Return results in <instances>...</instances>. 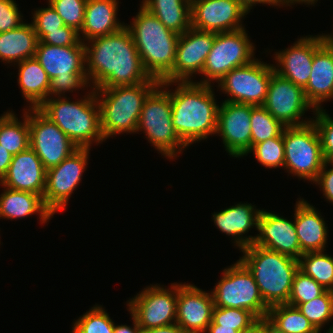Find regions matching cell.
Listing matches in <instances>:
<instances>
[{"mask_svg":"<svg viewBox=\"0 0 333 333\" xmlns=\"http://www.w3.org/2000/svg\"><path fill=\"white\" fill-rule=\"evenodd\" d=\"M86 73L91 89L137 85L151 77L144 70L129 29L84 43Z\"/></svg>","mask_w":333,"mask_h":333,"instance_id":"obj_1","label":"cell"},{"mask_svg":"<svg viewBox=\"0 0 333 333\" xmlns=\"http://www.w3.org/2000/svg\"><path fill=\"white\" fill-rule=\"evenodd\" d=\"M172 123L179 138L189 147L216 135L218 108L212 85L195 81L171 82ZM173 90V91H172Z\"/></svg>","mask_w":333,"mask_h":333,"instance_id":"obj_2","label":"cell"},{"mask_svg":"<svg viewBox=\"0 0 333 333\" xmlns=\"http://www.w3.org/2000/svg\"><path fill=\"white\" fill-rule=\"evenodd\" d=\"M88 93V94H87ZM71 101L68 97H49L38 109L53 121L77 148H91L105 142L100 129V108L95 90Z\"/></svg>","mask_w":333,"mask_h":333,"instance_id":"obj_3","label":"cell"},{"mask_svg":"<svg viewBox=\"0 0 333 333\" xmlns=\"http://www.w3.org/2000/svg\"><path fill=\"white\" fill-rule=\"evenodd\" d=\"M125 26L131 32L144 70L161 81L174 65L179 35L168 30L141 4L130 25Z\"/></svg>","mask_w":333,"mask_h":333,"instance_id":"obj_4","label":"cell"},{"mask_svg":"<svg viewBox=\"0 0 333 333\" xmlns=\"http://www.w3.org/2000/svg\"><path fill=\"white\" fill-rule=\"evenodd\" d=\"M239 260L252 273L264 302L269 306L288 303L299 260L251 244Z\"/></svg>","mask_w":333,"mask_h":333,"instance_id":"obj_5","label":"cell"},{"mask_svg":"<svg viewBox=\"0 0 333 333\" xmlns=\"http://www.w3.org/2000/svg\"><path fill=\"white\" fill-rule=\"evenodd\" d=\"M159 83V80L151 77L137 85L94 89L100 108V129L105 141L116 134H136L144 101Z\"/></svg>","mask_w":333,"mask_h":333,"instance_id":"obj_6","label":"cell"},{"mask_svg":"<svg viewBox=\"0 0 333 333\" xmlns=\"http://www.w3.org/2000/svg\"><path fill=\"white\" fill-rule=\"evenodd\" d=\"M35 58L50 79L49 97H65V92L91 88L86 73L85 46L81 40L73 46L38 41Z\"/></svg>","mask_w":333,"mask_h":333,"instance_id":"obj_7","label":"cell"},{"mask_svg":"<svg viewBox=\"0 0 333 333\" xmlns=\"http://www.w3.org/2000/svg\"><path fill=\"white\" fill-rule=\"evenodd\" d=\"M171 82H160L147 96L141 109L136 133L146 135L148 142L166 159H176L188 146L179 138L172 123Z\"/></svg>","mask_w":333,"mask_h":333,"instance_id":"obj_8","label":"cell"},{"mask_svg":"<svg viewBox=\"0 0 333 333\" xmlns=\"http://www.w3.org/2000/svg\"><path fill=\"white\" fill-rule=\"evenodd\" d=\"M222 271V277L211 291L214 306L249 310L258 319H266L269 306L248 268L237 260Z\"/></svg>","mask_w":333,"mask_h":333,"instance_id":"obj_9","label":"cell"},{"mask_svg":"<svg viewBox=\"0 0 333 333\" xmlns=\"http://www.w3.org/2000/svg\"><path fill=\"white\" fill-rule=\"evenodd\" d=\"M283 142L284 170L314 184L325 161L314 123L311 121L301 126L285 127Z\"/></svg>","mask_w":333,"mask_h":333,"instance_id":"obj_10","label":"cell"},{"mask_svg":"<svg viewBox=\"0 0 333 333\" xmlns=\"http://www.w3.org/2000/svg\"><path fill=\"white\" fill-rule=\"evenodd\" d=\"M246 31L244 26L239 30L216 33L201 73L204 76L196 83H217L232 69L246 65L256 58L254 43Z\"/></svg>","mask_w":333,"mask_h":333,"instance_id":"obj_11","label":"cell"},{"mask_svg":"<svg viewBox=\"0 0 333 333\" xmlns=\"http://www.w3.org/2000/svg\"><path fill=\"white\" fill-rule=\"evenodd\" d=\"M274 72L273 64L255 58L229 71L217 82V88L228 96L223 101L262 106Z\"/></svg>","mask_w":333,"mask_h":333,"instance_id":"obj_12","label":"cell"},{"mask_svg":"<svg viewBox=\"0 0 333 333\" xmlns=\"http://www.w3.org/2000/svg\"><path fill=\"white\" fill-rule=\"evenodd\" d=\"M166 287L150 284L127 301V310L141 329L176 323L177 282L171 283L170 288Z\"/></svg>","mask_w":333,"mask_h":333,"instance_id":"obj_13","label":"cell"},{"mask_svg":"<svg viewBox=\"0 0 333 333\" xmlns=\"http://www.w3.org/2000/svg\"><path fill=\"white\" fill-rule=\"evenodd\" d=\"M262 106L285 127L301 126L312 121L303 119L305 112L316 109L307 100L304 89L274 72ZM302 117V118H301Z\"/></svg>","mask_w":333,"mask_h":333,"instance_id":"obj_14","label":"cell"},{"mask_svg":"<svg viewBox=\"0 0 333 333\" xmlns=\"http://www.w3.org/2000/svg\"><path fill=\"white\" fill-rule=\"evenodd\" d=\"M90 150L78 148L60 164L47 169L43 200L53 215L66 209L73 191L80 185L88 165Z\"/></svg>","mask_w":333,"mask_h":333,"instance_id":"obj_15","label":"cell"},{"mask_svg":"<svg viewBox=\"0 0 333 333\" xmlns=\"http://www.w3.org/2000/svg\"><path fill=\"white\" fill-rule=\"evenodd\" d=\"M30 147L46 169L60 164L78 148L38 108H28Z\"/></svg>","mask_w":333,"mask_h":333,"instance_id":"obj_16","label":"cell"},{"mask_svg":"<svg viewBox=\"0 0 333 333\" xmlns=\"http://www.w3.org/2000/svg\"><path fill=\"white\" fill-rule=\"evenodd\" d=\"M216 33L190 27L179 35L172 70L160 82H190L201 74ZM194 74V75H193Z\"/></svg>","mask_w":333,"mask_h":333,"instance_id":"obj_17","label":"cell"},{"mask_svg":"<svg viewBox=\"0 0 333 333\" xmlns=\"http://www.w3.org/2000/svg\"><path fill=\"white\" fill-rule=\"evenodd\" d=\"M218 108L216 136L230 157L247 156L251 149L252 105L222 101Z\"/></svg>","mask_w":333,"mask_h":333,"instance_id":"obj_18","label":"cell"},{"mask_svg":"<svg viewBox=\"0 0 333 333\" xmlns=\"http://www.w3.org/2000/svg\"><path fill=\"white\" fill-rule=\"evenodd\" d=\"M248 13L235 0H191V27L214 33L235 31L244 28Z\"/></svg>","mask_w":333,"mask_h":333,"instance_id":"obj_19","label":"cell"},{"mask_svg":"<svg viewBox=\"0 0 333 333\" xmlns=\"http://www.w3.org/2000/svg\"><path fill=\"white\" fill-rule=\"evenodd\" d=\"M327 34L308 35L298 38V41L287 49L275 52V72L304 88L309 80L315 52L328 40Z\"/></svg>","mask_w":333,"mask_h":333,"instance_id":"obj_20","label":"cell"},{"mask_svg":"<svg viewBox=\"0 0 333 333\" xmlns=\"http://www.w3.org/2000/svg\"><path fill=\"white\" fill-rule=\"evenodd\" d=\"M212 292L190 283H177L176 324L186 333H205L212 322Z\"/></svg>","mask_w":333,"mask_h":333,"instance_id":"obj_21","label":"cell"},{"mask_svg":"<svg viewBox=\"0 0 333 333\" xmlns=\"http://www.w3.org/2000/svg\"><path fill=\"white\" fill-rule=\"evenodd\" d=\"M257 231L253 244L299 260L303 254L298 241L294 220L261 209L257 220Z\"/></svg>","mask_w":333,"mask_h":333,"instance_id":"obj_22","label":"cell"},{"mask_svg":"<svg viewBox=\"0 0 333 333\" xmlns=\"http://www.w3.org/2000/svg\"><path fill=\"white\" fill-rule=\"evenodd\" d=\"M46 176L47 169L35 151L29 147L12 157L8 171L0 184L9 189L31 192L43 197Z\"/></svg>","mask_w":333,"mask_h":333,"instance_id":"obj_23","label":"cell"},{"mask_svg":"<svg viewBox=\"0 0 333 333\" xmlns=\"http://www.w3.org/2000/svg\"><path fill=\"white\" fill-rule=\"evenodd\" d=\"M261 210L251 203H237L212 214V220L222 233L231 236L236 248L242 250L253 244L256 236H243L251 228L257 229V220Z\"/></svg>","mask_w":333,"mask_h":333,"instance_id":"obj_24","label":"cell"},{"mask_svg":"<svg viewBox=\"0 0 333 333\" xmlns=\"http://www.w3.org/2000/svg\"><path fill=\"white\" fill-rule=\"evenodd\" d=\"M294 224L301 252L325 251L328 227L316 207L303 198L295 204Z\"/></svg>","mask_w":333,"mask_h":333,"instance_id":"obj_25","label":"cell"},{"mask_svg":"<svg viewBox=\"0 0 333 333\" xmlns=\"http://www.w3.org/2000/svg\"><path fill=\"white\" fill-rule=\"evenodd\" d=\"M303 89L315 109L324 108L323 102L333 100V43L329 39L315 52L310 77Z\"/></svg>","mask_w":333,"mask_h":333,"instance_id":"obj_26","label":"cell"},{"mask_svg":"<svg viewBox=\"0 0 333 333\" xmlns=\"http://www.w3.org/2000/svg\"><path fill=\"white\" fill-rule=\"evenodd\" d=\"M118 5L119 0H87L80 40L85 43L122 29L126 24L117 17Z\"/></svg>","mask_w":333,"mask_h":333,"instance_id":"obj_27","label":"cell"},{"mask_svg":"<svg viewBox=\"0 0 333 333\" xmlns=\"http://www.w3.org/2000/svg\"><path fill=\"white\" fill-rule=\"evenodd\" d=\"M0 186L4 188L0 194V219L18 220L38 213L40 223L47 224L53 217L41 195Z\"/></svg>","mask_w":333,"mask_h":333,"instance_id":"obj_28","label":"cell"},{"mask_svg":"<svg viewBox=\"0 0 333 333\" xmlns=\"http://www.w3.org/2000/svg\"><path fill=\"white\" fill-rule=\"evenodd\" d=\"M38 37L31 23L0 33V60L14 64L35 57Z\"/></svg>","mask_w":333,"mask_h":333,"instance_id":"obj_29","label":"cell"},{"mask_svg":"<svg viewBox=\"0 0 333 333\" xmlns=\"http://www.w3.org/2000/svg\"><path fill=\"white\" fill-rule=\"evenodd\" d=\"M15 65H18L17 81L22 97L29 103L27 108H38L49 98L50 79L47 73L35 57Z\"/></svg>","mask_w":333,"mask_h":333,"instance_id":"obj_30","label":"cell"},{"mask_svg":"<svg viewBox=\"0 0 333 333\" xmlns=\"http://www.w3.org/2000/svg\"><path fill=\"white\" fill-rule=\"evenodd\" d=\"M141 5L178 35L191 27V0H142Z\"/></svg>","mask_w":333,"mask_h":333,"instance_id":"obj_31","label":"cell"},{"mask_svg":"<svg viewBox=\"0 0 333 333\" xmlns=\"http://www.w3.org/2000/svg\"><path fill=\"white\" fill-rule=\"evenodd\" d=\"M23 112V122L18 120L12 110L0 116V145L12 156L30 147L28 109L24 108Z\"/></svg>","mask_w":333,"mask_h":333,"instance_id":"obj_32","label":"cell"},{"mask_svg":"<svg viewBox=\"0 0 333 333\" xmlns=\"http://www.w3.org/2000/svg\"><path fill=\"white\" fill-rule=\"evenodd\" d=\"M266 319L272 333H321L297 307L287 303L269 307Z\"/></svg>","mask_w":333,"mask_h":333,"instance_id":"obj_33","label":"cell"},{"mask_svg":"<svg viewBox=\"0 0 333 333\" xmlns=\"http://www.w3.org/2000/svg\"><path fill=\"white\" fill-rule=\"evenodd\" d=\"M325 251L303 253L299 269L316 280L324 289L333 291V257Z\"/></svg>","mask_w":333,"mask_h":333,"instance_id":"obj_34","label":"cell"},{"mask_svg":"<svg viewBox=\"0 0 333 333\" xmlns=\"http://www.w3.org/2000/svg\"><path fill=\"white\" fill-rule=\"evenodd\" d=\"M285 126L263 106H253L251 112V148L269 138L280 136Z\"/></svg>","mask_w":333,"mask_h":333,"instance_id":"obj_35","label":"cell"},{"mask_svg":"<svg viewBox=\"0 0 333 333\" xmlns=\"http://www.w3.org/2000/svg\"><path fill=\"white\" fill-rule=\"evenodd\" d=\"M297 308L321 332L325 324L333 320V291L326 290L319 297L300 303Z\"/></svg>","mask_w":333,"mask_h":333,"instance_id":"obj_36","label":"cell"},{"mask_svg":"<svg viewBox=\"0 0 333 333\" xmlns=\"http://www.w3.org/2000/svg\"><path fill=\"white\" fill-rule=\"evenodd\" d=\"M114 325L107 310L96 304L73 322L71 333H113Z\"/></svg>","mask_w":333,"mask_h":333,"instance_id":"obj_37","label":"cell"},{"mask_svg":"<svg viewBox=\"0 0 333 333\" xmlns=\"http://www.w3.org/2000/svg\"><path fill=\"white\" fill-rule=\"evenodd\" d=\"M262 166L266 168L284 167L285 148L283 133L274 138L255 144L247 154L252 153Z\"/></svg>","mask_w":333,"mask_h":333,"instance_id":"obj_38","label":"cell"},{"mask_svg":"<svg viewBox=\"0 0 333 333\" xmlns=\"http://www.w3.org/2000/svg\"><path fill=\"white\" fill-rule=\"evenodd\" d=\"M259 319L249 310L214 306L212 321L222 327L234 328L239 333L249 329Z\"/></svg>","mask_w":333,"mask_h":333,"instance_id":"obj_39","label":"cell"},{"mask_svg":"<svg viewBox=\"0 0 333 333\" xmlns=\"http://www.w3.org/2000/svg\"><path fill=\"white\" fill-rule=\"evenodd\" d=\"M325 291L326 289H324L316 280L298 269L294 276L287 304L297 307L300 303H305L319 297Z\"/></svg>","mask_w":333,"mask_h":333,"instance_id":"obj_40","label":"cell"},{"mask_svg":"<svg viewBox=\"0 0 333 333\" xmlns=\"http://www.w3.org/2000/svg\"><path fill=\"white\" fill-rule=\"evenodd\" d=\"M63 19L66 26L80 31L84 22L87 0H47Z\"/></svg>","mask_w":333,"mask_h":333,"instance_id":"obj_41","label":"cell"},{"mask_svg":"<svg viewBox=\"0 0 333 333\" xmlns=\"http://www.w3.org/2000/svg\"><path fill=\"white\" fill-rule=\"evenodd\" d=\"M312 122L317 129L325 161H333V118L325 109H316Z\"/></svg>","mask_w":333,"mask_h":333,"instance_id":"obj_42","label":"cell"},{"mask_svg":"<svg viewBox=\"0 0 333 333\" xmlns=\"http://www.w3.org/2000/svg\"><path fill=\"white\" fill-rule=\"evenodd\" d=\"M32 25L40 40L46 33L61 31V27L66 26L63 19L48 2L47 8H36L34 10Z\"/></svg>","mask_w":333,"mask_h":333,"instance_id":"obj_43","label":"cell"},{"mask_svg":"<svg viewBox=\"0 0 333 333\" xmlns=\"http://www.w3.org/2000/svg\"><path fill=\"white\" fill-rule=\"evenodd\" d=\"M14 0H0V33L19 27L23 14Z\"/></svg>","mask_w":333,"mask_h":333,"instance_id":"obj_44","label":"cell"},{"mask_svg":"<svg viewBox=\"0 0 333 333\" xmlns=\"http://www.w3.org/2000/svg\"><path fill=\"white\" fill-rule=\"evenodd\" d=\"M79 40L78 31L73 27L63 26L61 31L48 32L39 41L48 45L73 46Z\"/></svg>","mask_w":333,"mask_h":333,"instance_id":"obj_45","label":"cell"},{"mask_svg":"<svg viewBox=\"0 0 333 333\" xmlns=\"http://www.w3.org/2000/svg\"><path fill=\"white\" fill-rule=\"evenodd\" d=\"M328 166H331L328 169ZM328 169V170H327ZM322 190L326 201L333 204V161H324L323 167L314 182Z\"/></svg>","mask_w":333,"mask_h":333,"instance_id":"obj_46","label":"cell"},{"mask_svg":"<svg viewBox=\"0 0 333 333\" xmlns=\"http://www.w3.org/2000/svg\"><path fill=\"white\" fill-rule=\"evenodd\" d=\"M237 2H239L245 9H247L249 12L252 9L253 6H255L256 4H268L269 6H282L287 7L289 6L284 0H235Z\"/></svg>","mask_w":333,"mask_h":333,"instance_id":"obj_47","label":"cell"},{"mask_svg":"<svg viewBox=\"0 0 333 333\" xmlns=\"http://www.w3.org/2000/svg\"><path fill=\"white\" fill-rule=\"evenodd\" d=\"M12 155L0 145V181L6 175L12 161Z\"/></svg>","mask_w":333,"mask_h":333,"instance_id":"obj_48","label":"cell"},{"mask_svg":"<svg viewBox=\"0 0 333 333\" xmlns=\"http://www.w3.org/2000/svg\"><path fill=\"white\" fill-rule=\"evenodd\" d=\"M240 333H272V331L267 319H259L249 329L241 331Z\"/></svg>","mask_w":333,"mask_h":333,"instance_id":"obj_49","label":"cell"},{"mask_svg":"<svg viewBox=\"0 0 333 333\" xmlns=\"http://www.w3.org/2000/svg\"><path fill=\"white\" fill-rule=\"evenodd\" d=\"M141 333H186L178 324L173 323L171 325L142 329Z\"/></svg>","mask_w":333,"mask_h":333,"instance_id":"obj_50","label":"cell"},{"mask_svg":"<svg viewBox=\"0 0 333 333\" xmlns=\"http://www.w3.org/2000/svg\"><path fill=\"white\" fill-rule=\"evenodd\" d=\"M133 320V327L121 324V325H114V331L113 333H141L142 329L138 325L136 319L131 315Z\"/></svg>","mask_w":333,"mask_h":333,"instance_id":"obj_51","label":"cell"},{"mask_svg":"<svg viewBox=\"0 0 333 333\" xmlns=\"http://www.w3.org/2000/svg\"><path fill=\"white\" fill-rule=\"evenodd\" d=\"M239 333L234 328L222 327L221 325H216L213 321L207 327L205 333Z\"/></svg>","mask_w":333,"mask_h":333,"instance_id":"obj_52","label":"cell"},{"mask_svg":"<svg viewBox=\"0 0 333 333\" xmlns=\"http://www.w3.org/2000/svg\"><path fill=\"white\" fill-rule=\"evenodd\" d=\"M289 6L295 5V4H308V5H315L318 0H284ZM316 2V3H315Z\"/></svg>","mask_w":333,"mask_h":333,"instance_id":"obj_53","label":"cell"},{"mask_svg":"<svg viewBox=\"0 0 333 333\" xmlns=\"http://www.w3.org/2000/svg\"><path fill=\"white\" fill-rule=\"evenodd\" d=\"M326 331H327L326 333H333V324L330 325V328Z\"/></svg>","mask_w":333,"mask_h":333,"instance_id":"obj_54","label":"cell"},{"mask_svg":"<svg viewBox=\"0 0 333 333\" xmlns=\"http://www.w3.org/2000/svg\"><path fill=\"white\" fill-rule=\"evenodd\" d=\"M327 35H328L329 40L333 43V33L332 34L327 33Z\"/></svg>","mask_w":333,"mask_h":333,"instance_id":"obj_55","label":"cell"}]
</instances>
